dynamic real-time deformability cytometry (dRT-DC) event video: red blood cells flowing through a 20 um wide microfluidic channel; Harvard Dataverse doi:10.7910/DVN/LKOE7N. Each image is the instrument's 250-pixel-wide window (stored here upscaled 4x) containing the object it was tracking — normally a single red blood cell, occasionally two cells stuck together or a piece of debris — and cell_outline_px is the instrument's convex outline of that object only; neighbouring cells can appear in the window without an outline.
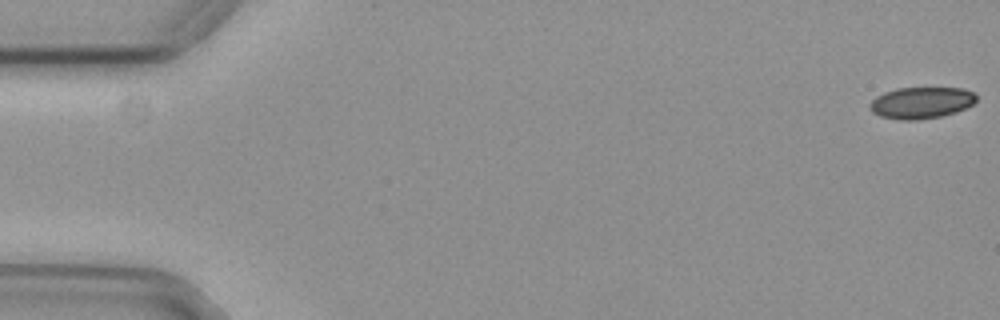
{"species": "common noctule bat (a hibernating species)", "species_latin": "Nyctalus noctula", "temperature_condition": "cold", "stored_images_in_passage": 56, "camera_frame_rate_fps": 3000, "um_per_image_px": 0.085, "animal": {"sex": "female", "body_mass_g": 29.2, "forearm_length_mm": 56.3}, "frame": {"image": 1, "passage_image": 1, "time_ms": 0.0, "image_size_px": [1000, 320], "cell_outline_px": [[976, 100], [972, 104], [956, 112], [940, 116], [916, 120], [900, 120], [880, 116], [872, 112], [868, 108], [868, 104], [876, 96], [884, 92], [896, 88], [964, 88], [972, 92], [976, 96]], "centroid_in_image_um": [78.26, 8.73], "position_along_channel_um": 6.7, "area_um2": 19.59}}
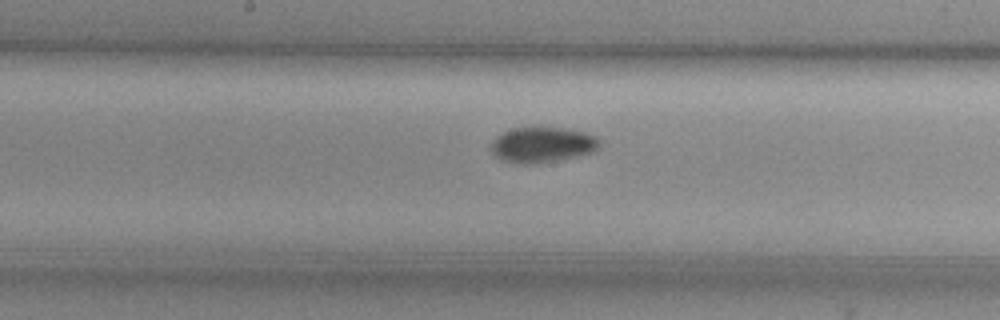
{"frame": {"image": 2, "passage_image": 29, "time_ms": 9.333, "image_size_px": [1000, 320], "cell_outline_px": [[600, 144], [592, 152], [560, 160], [532, 164], [516, 164], [500, 160], [492, 156], [492, 140], [496, 136], [512, 128], [564, 128], [584, 132], [596, 136], [600, 140]], "centroid_in_image_um": [46.06, 12.32], "position_along_channel_um": 202.1, "area_um2": 22.48}}
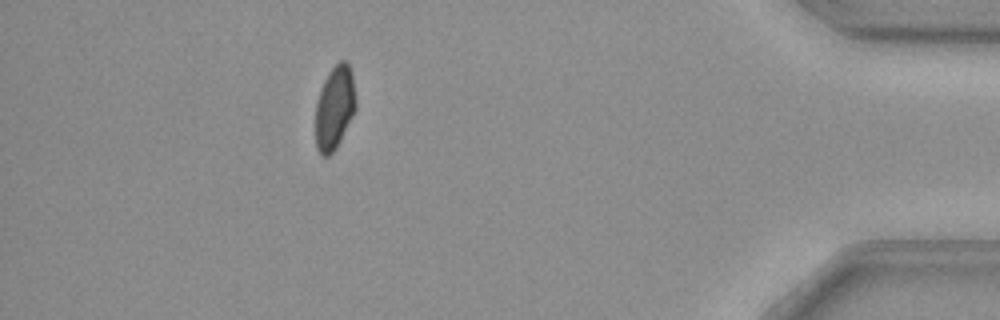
{"frame": {"image": 3, "passage_image": 50, "time_ms": 16.333, "image_size_px": [1000, 320], "cell_outline_px": [[356, 108], [336, 148], [328, 156], [320, 156], [316, 148], [316, 104], [320, 88], [328, 72], [340, 60], [344, 60], [348, 64], [352, 72], [356, 100]], "centroid_in_image_um": [28.43, 9.14], "position_along_channel_um": 406.8, "area_um2": 19.59}, "authors_computed_cell_mechanics": {"area_um2": 20.808, "velocity_mm_per_s": 3.7194, "shape_relaxation_time_tau1_ms": 10.192, "shape_relaxation_time_tau2_ms": 9.6364, "deformation_change_tau1": 0.1111, "deformation_change_tau2": 0.089}}